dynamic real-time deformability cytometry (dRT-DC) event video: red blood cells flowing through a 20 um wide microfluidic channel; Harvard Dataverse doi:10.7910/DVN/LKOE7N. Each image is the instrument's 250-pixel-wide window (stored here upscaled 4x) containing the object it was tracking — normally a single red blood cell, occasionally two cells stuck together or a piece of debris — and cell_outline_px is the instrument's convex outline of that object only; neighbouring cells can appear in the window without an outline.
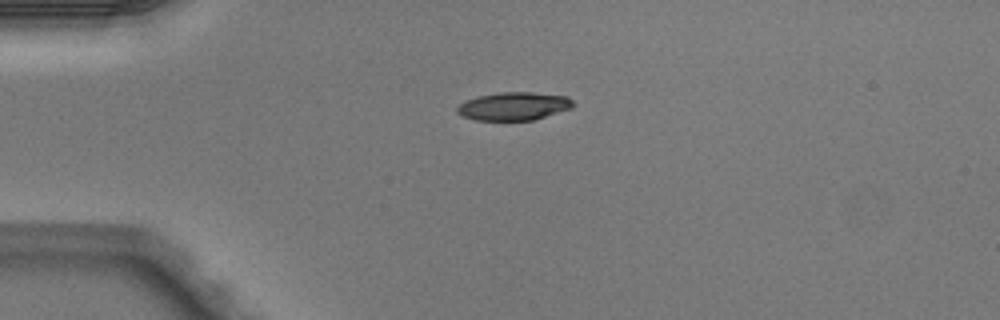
{"species": "Egyptian fruit bat (a non-hibernating species)", "species_latin": "Rousettus aegyptiacus", "temperature_condition": "warm", "stored_images_in_passage": 2, "camera_frame_rate_fps": 3000, "um_per_image_px": 0.085, "animal": {"sex": "male"}, "frame": {"image": 1, "passage_image": 1, "time_ms": 0.0, "image_size_px": [1000, 320], "cell_outline_px": [[576, 104], [572, 108], [532, 120], [476, 120], [464, 116], [456, 112], [456, 108], [464, 100], [476, 96], [500, 92], [532, 92], [568, 96]], "centroid_in_image_um": [43.67, 9.01], "position_along_channel_um": 41.3, "area_um2": 19.07}}